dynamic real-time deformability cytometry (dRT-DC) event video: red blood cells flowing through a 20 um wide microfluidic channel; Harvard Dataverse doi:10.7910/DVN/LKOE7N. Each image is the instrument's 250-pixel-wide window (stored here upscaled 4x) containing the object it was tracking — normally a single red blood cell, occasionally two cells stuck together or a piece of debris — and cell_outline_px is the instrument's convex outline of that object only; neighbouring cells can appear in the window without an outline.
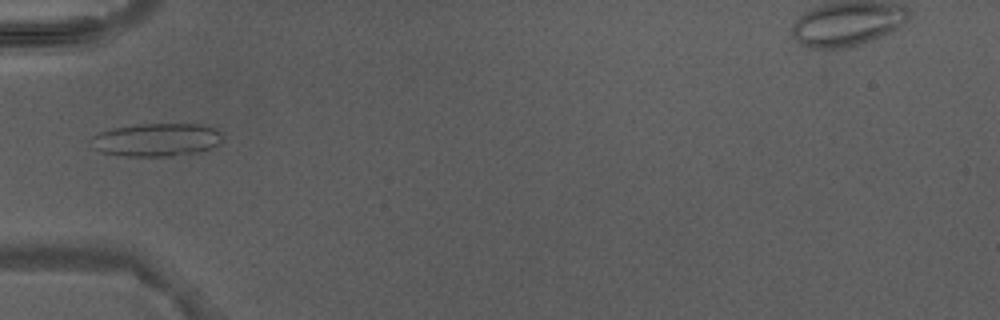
{"species": "Egyptian fruit bat (a non-hibernating species)", "species_latin": "Rousettus aegyptiacus", "temperature_condition": "warm", "stored_images_in_passage": 4, "camera_frame_rate_fps": 3000, "um_per_image_px": 0.085, "animal": {"sex": "male"}, "frame": {"image": 1, "passage_image": 3, "time_ms": 2.333, "image_size_px": [1000, 320], "cell_outline_px": [[220, 140], [212, 148], [196, 152], [172, 156], [128, 156], [104, 152], [92, 148], [88, 140], [92, 136], [100, 132], [112, 128], [140, 124], [204, 124], [216, 128], [220, 132]], "centroid_in_image_um": [13.27, 11.87], "position_along_channel_um": 71.7, "area_um2": 25.32}}